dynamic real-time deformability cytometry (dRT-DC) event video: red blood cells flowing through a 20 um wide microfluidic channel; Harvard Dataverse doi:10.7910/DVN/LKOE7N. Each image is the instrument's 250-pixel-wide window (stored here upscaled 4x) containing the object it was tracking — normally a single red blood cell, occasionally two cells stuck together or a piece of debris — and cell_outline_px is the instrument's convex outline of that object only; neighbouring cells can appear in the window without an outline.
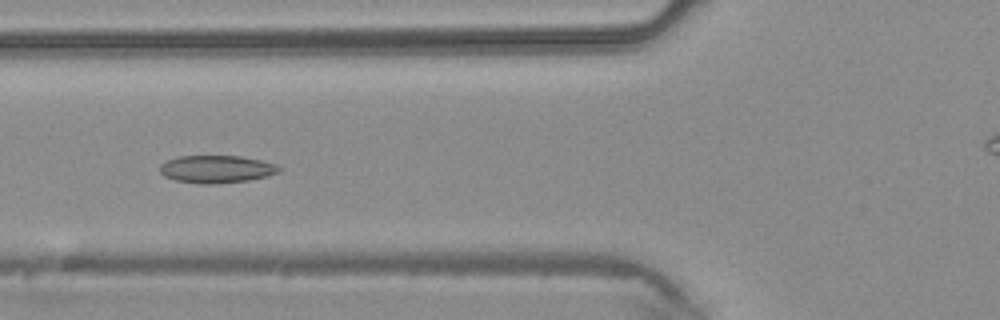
{"species": "common noctule bat (a hibernating species)", "species_latin": "Nyctalus noctula", "temperature_condition": "warm", "stored_images_in_passage": 43, "camera_frame_rate_fps": 3000, "um_per_image_px": 0.085, "animal": {"sex": "male", "body_mass_g": 20.4}, "frame": {"image": 1, "passage_image": 15, "time_ms": 4.667, "image_size_px": [1000, 320], "cell_outline_px": [[280, 172], [268, 176], [248, 180], [212, 184], [204, 184], [176, 180], [164, 176], [160, 172], [160, 164], [176, 156], [240, 156], [260, 160], [276, 164], [280, 168]], "centroid_in_image_um": [18.4, 14.37], "position_along_channel_um": 107.4, "area_um2": 19.07}}
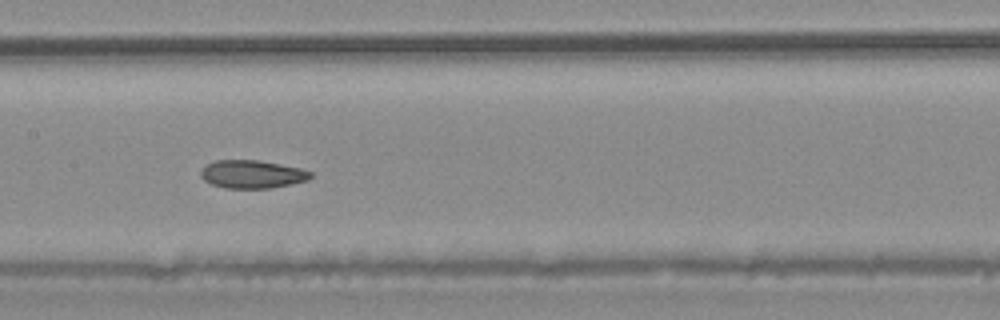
{"frame": {"image": 2, "passage_image": 20, "time_ms": 6.333, "image_size_px": [1000, 320], "cell_outline_px": [[312, 176], [308, 180], [272, 188], [224, 188], [212, 184], [204, 180], [200, 176], [200, 172], [208, 164], [216, 160], [256, 160], [280, 164], [300, 168], [312, 172]], "centroid_in_image_um": [21.44, 14.81], "position_along_channel_um": 186.0, "area_um2": 17.86}}
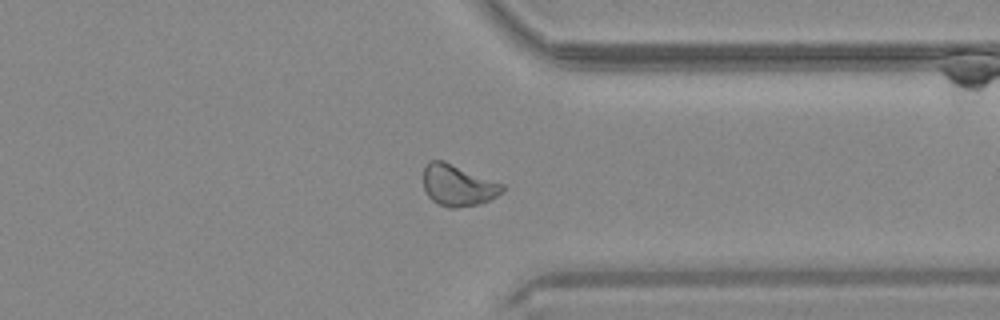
{"frame": {"image": 3, "passage_image": 32, "time_ms": 10.333, "image_size_px": [1000, 320], "cell_outline_px": [[504, 188], [496, 196], [480, 204], [456, 208], [448, 208], [432, 200], [428, 196], [424, 188], [424, 168], [428, 160], [444, 160], [504, 184]], "centroid_in_image_um": [38.91, 15.74], "position_along_channel_um": 372.5, "area_um2": 19.02}}